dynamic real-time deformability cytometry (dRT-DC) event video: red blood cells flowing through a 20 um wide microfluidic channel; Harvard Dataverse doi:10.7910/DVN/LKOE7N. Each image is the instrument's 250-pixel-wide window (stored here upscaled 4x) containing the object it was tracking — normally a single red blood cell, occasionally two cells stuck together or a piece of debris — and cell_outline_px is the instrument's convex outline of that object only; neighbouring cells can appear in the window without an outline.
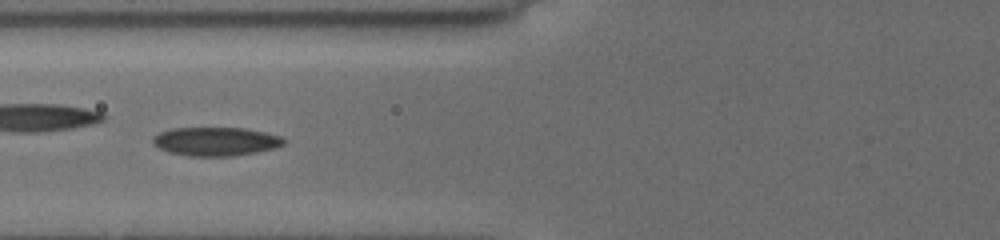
{"species": "common noctule bat (a hibernating species)", "species_latin": "Nyctalus noctula", "temperature_condition": "cold", "stored_images_in_passage": 11, "camera_frame_rate_fps": 3000, "um_per_image_px": 0.085, "animal": {"sex": "female", "body_mass_g": 19.5, "forearm_length_mm": 54.1}, "frame": {"image": 1, "passage_image": 10, "time_ms": 8.333, "image_size_px": [1000, 240], "cell_outline_px": [[284, 144], [276, 148], [256, 152], [232, 156], [188, 156], [168, 152], [152, 144], [152, 136], [160, 132], [172, 128], [244, 128], [264, 132], [280, 136], [284, 140]], "centroid_in_image_um": [18.3, 12.02], "position_along_channel_um": 107.5, "area_um2": 21.91}}